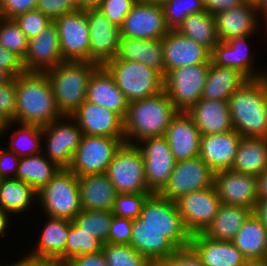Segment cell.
<instances>
[{
  "label": "cell",
  "instance_id": "1",
  "mask_svg": "<svg viewBox=\"0 0 267 266\" xmlns=\"http://www.w3.org/2000/svg\"><path fill=\"white\" fill-rule=\"evenodd\" d=\"M62 117L48 75L25 72L16 77L15 120L4 123L0 134L16 122L43 127Z\"/></svg>",
  "mask_w": 267,
  "mask_h": 266
},
{
  "label": "cell",
  "instance_id": "2",
  "mask_svg": "<svg viewBox=\"0 0 267 266\" xmlns=\"http://www.w3.org/2000/svg\"><path fill=\"white\" fill-rule=\"evenodd\" d=\"M228 104L238 134L267 139V77L246 81L229 97Z\"/></svg>",
  "mask_w": 267,
  "mask_h": 266
},
{
  "label": "cell",
  "instance_id": "3",
  "mask_svg": "<svg viewBox=\"0 0 267 266\" xmlns=\"http://www.w3.org/2000/svg\"><path fill=\"white\" fill-rule=\"evenodd\" d=\"M177 112L164 90L130 102L124 119V143L135 144L131 138L140 142L147 137L164 136Z\"/></svg>",
  "mask_w": 267,
  "mask_h": 266
},
{
  "label": "cell",
  "instance_id": "4",
  "mask_svg": "<svg viewBox=\"0 0 267 266\" xmlns=\"http://www.w3.org/2000/svg\"><path fill=\"white\" fill-rule=\"evenodd\" d=\"M98 67L93 62L64 61L46 72L64 116H70L85 101L90 78Z\"/></svg>",
  "mask_w": 267,
  "mask_h": 266
},
{
  "label": "cell",
  "instance_id": "5",
  "mask_svg": "<svg viewBox=\"0 0 267 266\" xmlns=\"http://www.w3.org/2000/svg\"><path fill=\"white\" fill-rule=\"evenodd\" d=\"M104 67L113 76L129 103L154 96L164 90V77L142 63L110 60Z\"/></svg>",
  "mask_w": 267,
  "mask_h": 266
},
{
  "label": "cell",
  "instance_id": "6",
  "mask_svg": "<svg viewBox=\"0 0 267 266\" xmlns=\"http://www.w3.org/2000/svg\"><path fill=\"white\" fill-rule=\"evenodd\" d=\"M39 198V199H38ZM47 216L73 220L82 210L78 176L61 168L49 183L37 192Z\"/></svg>",
  "mask_w": 267,
  "mask_h": 266
},
{
  "label": "cell",
  "instance_id": "7",
  "mask_svg": "<svg viewBox=\"0 0 267 266\" xmlns=\"http://www.w3.org/2000/svg\"><path fill=\"white\" fill-rule=\"evenodd\" d=\"M139 218L148 228L159 229L178 249L190 246L191 234L175 201L152 193L144 201Z\"/></svg>",
  "mask_w": 267,
  "mask_h": 266
},
{
  "label": "cell",
  "instance_id": "8",
  "mask_svg": "<svg viewBox=\"0 0 267 266\" xmlns=\"http://www.w3.org/2000/svg\"><path fill=\"white\" fill-rule=\"evenodd\" d=\"M105 174L118 194L151 193L146 185L143 154L136 144L123 143Z\"/></svg>",
  "mask_w": 267,
  "mask_h": 266
},
{
  "label": "cell",
  "instance_id": "9",
  "mask_svg": "<svg viewBox=\"0 0 267 266\" xmlns=\"http://www.w3.org/2000/svg\"><path fill=\"white\" fill-rule=\"evenodd\" d=\"M208 70L209 63H205L178 67L165 74L164 91L178 112H186L201 99Z\"/></svg>",
  "mask_w": 267,
  "mask_h": 266
},
{
  "label": "cell",
  "instance_id": "10",
  "mask_svg": "<svg viewBox=\"0 0 267 266\" xmlns=\"http://www.w3.org/2000/svg\"><path fill=\"white\" fill-rule=\"evenodd\" d=\"M124 138L84 135L68 169L76 176L106 173Z\"/></svg>",
  "mask_w": 267,
  "mask_h": 266
},
{
  "label": "cell",
  "instance_id": "11",
  "mask_svg": "<svg viewBox=\"0 0 267 266\" xmlns=\"http://www.w3.org/2000/svg\"><path fill=\"white\" fill-rule=\"evenodd\" d=\"M63 61L90 62L89 24L86 11L76 9L53 21Z\"/></svg>",
  "mask_w": 267,
  "mask_h": 266
},
{
  "label": "cell",
  "instance_id": "12",
  "mask_svg": "<svg viewBox=\"0 0 267 266\" xmlns=\"http://www.w3.org/2000/svg\"><path fill=\"white\" fill-rule=\"evenodd\" d=\"M138 143L135 144L143 154L147 188L151 193L159 194L167 185L176 160L164 136L147 137Z\"/></svg>",
  "mask_w": 267,
  "mask_h": 266
},
{
  "label": "cell",
  "instance_id": "13",
  "mask_svg": "<svg viewBox=\"0 0 267 266\" xmlns=\"http://www.w3.org/2000/svg\"><path fill=\"white\" fill-rule=\"evenodd\" d=\"M175 203L191 235L203 233L214 220L222 204L214 186L180 196Z\"/></svg>",
  "mask_w": 267,
  "mask_h": 266
},
{
  "label": "cell",
  "instance_id": "14",
  "mask_svg": "<svg viewBox=\"0 0 267 266\" xmlns=\"http://www.w3.org/2000/svg\"><path fill=\"white\" fill-rule=\"evenodd\" d=\"M215 172L200 158L176 162L164 189L159 193L171 201L193 191L213 186Z\"/></svg>",
  "mask_w": 267,
  "mask_h": 266
},
{
  "label": "cell",
  "instance_id": "15",
  "mask_svg": "<svg viewBox=\"0 0 267 266\" xmlns=\"http://www.w3.org/2000/svg\"><path fill=\"white\" fill-rule=\"evenodd\" d=\"M121 37L162 39L170 30L162 5L138 0L119 27Z\"/></svg>",
  "mask_w": 267,
  "mask_h": 266
},
{
  "label": "cell",
  "instance_id": "16",
  "mask_svg": "<svg viewBox=\"0 0 267 266\" xmlns=\"http://www.w3.org/2000/svg\"><path fill=\"white\" fill-rule=\"evenodd\" d=\"M64 119L65 121L70 119L74 122L63 123ZM42 136L47 139V158L59 168H68L83 136L82 130L75 123V120L71 116H64L54 120L42 127Z\"/></svg>",
  "mask_w": 267,
  "mask_h": 266
},
{
  "label": "cell",
  "instance_id": "17",
  "mask_svg": "<svg viewBox=\"0 0 267 266\" xmlns=\"http://www.w3.org/2000/svg\"><path fill=\"white\" fill-rule=\"evenodd\" d=\"M84 10L89 24L90 62L104 66L117 54L120 28L97 8Z\"/></svg>",
  "mask_w": 267,
  "mask_h": 266
},
{
  "label": "cell",
  "instance_id": "18",
  "mask_svg": "<svg viewBox=\"0 0 267 266\" xmlns=\"http://www.w3.org/2000/svg\"><path fill=\"white\" fill-rule=\"evenodd\" d=\"M257 176L222 170L215 172L213 186L220 202L227 205H239L254 209L257 197Z\"/></svg>",
  "mask_w": 267,
  "mask_h": 266
},
{
  "label": "cell",
  "instance_id": "19",
  "mask_svg": "<svg viewBox=\"0 0 267 266\" xmlns=\"http://www.w3.org/2000/svg\"><path fill=\"white\" fill-rule=\"evenodd\" d=\"M164 57V76L178 67L211 62V52L196 41L169 30L162 38Z\"/></svg>",
  "mask_w": 267,
  "mask_h": 266
},
{
  "label": "cell",
  "instance_id": "20",
  "mask_svg": "<svg viewBox=\"0 0 267 266\" xmlns=\"http://www.w3.org/2000/svg\"><path fill=\"white\" fill-rule=\"evenodd\" d=\"M56 24L52 22L38 36L31 38L23 59L26 72L46 73L63 63Z\"/></svg>",
  "mask_w": 267,
  "mask_h": 266
},
{
  "label": "cell",
  "instance_id": "21",
  "mask_svg": "<svg viewBox=\"0 0 267 266\" xmlns=\"http://www.w3.org/2000/svg\"><path fill=\"white\" fill-rule=\"evenodd\" d=\"M70 116L84 135L124 138V120L105 107L84 101Z\"/></svg>",
  "mask_w": 267,
  "mask_h": 266
},
{
  "label": "cell",
  "instance_id": "22",
  "mask_svg": "<svg viewBox=\"0 0 267 266\" xmlns=\"http://www.w3.org/2000/svg\"><path fill=\"white\" fill-rule=\"evenodd\" d=\"M164 137L176 162L199 157L201 133L186 112H177Z\"/></svg>",
  "mask_w": 267,
  "mask_h": 266
},
{
  "label": "cell",
  "instance_id": "23",
  "mask_svg": "<svg viewBox=\"0 0 267 266\" xmlns=\"http://www.w3.org/2000/svg\"><path fill=\"white\" fill-rule=\"evenodd\" d=\"M242 136L235 130L201 135L199 157L214 171L231 169Z\"/></svg>",
  "mask_w": 267,
  "mask_h": 266
},
{
  "label": "cell",
  "instance_id": "24",
  "mask_svg": "<svg viewBox=\"0 0 267 266\" xmlns=\"http://www.w3.org/2000/svg\"><path fill=\"white\" fill-rule=\"evenodd\" d=\"M85 101L105 107L107 110L118 114L123 120L129 106L125 95L104 66H99L92 73Z\"/></svg>",
  "mask_w": 267,
  "mask_h": 266
},
{
  "label": "cell",
  "instance_id": "25",
  "mask_svg": "<svg viewBox=\"0 0 267 266\" xmlns=\"http://www.w3.org/2000/svg\"><path fill=\"white\" fill-rule=\"evenodd\" d=\"M46 223L39 243L31 256L43 261L46 265L65 264V246L70 228V220L50 217Z\"/></svg>",
  "mask_w": 267,
  "mask_h": 266
},
{
  "label": "cell",
  "instance_id": "26",
  "mask_svg": "<svg viewBox=\"0 0 267 266\" xmlns=\"http://www.w3.org/2000/svg\"><path fill=\"white\" fill-rule=\"evenodd\" d=\"M256 7L243 3L214 15L216 33L219 41L253 35L258 18Z\"/></svg>",
  "mask_w": 267,
  "mask_h": 266
},
{
  "label": "cell",
  "instance_id": "27",
  "mask_svg": "<svg viewBox=\"0 0 267 266\" xmlns=\"http://www.w3.org/2000/svg\"><path fill=\"white\" fill-rule=\"evenodd\" d=\"M186 113L192 118L201 135L234 130L228 101L200 99Z\"/></svg>",
  "mask_w": 267,
  "mask_h": 266
},
{
  "label": "cell",
  "instance_id": "28",
  "mask_svg": "<svg viewBox=\"0 0 267 266\" xmlns=\"http://www.w3.org/2000/svg\"><path fill=\"white\" fill-rule=\"evenodd\" d=\"M190 246L206 266H245L247 262L231 241L211 240L198 233L191 235Z\"/></svg>",
  "mask_w": 267,
  "mask_h": 266
},
{
  "label": "cell",
  "instance_id": "29",
  "mask_svg": "<svg viewBox=\"0 0 267 266\" xmlns=\"http://www.w3.org/2000/svg\"><path fill=\"white\" fill-rule=\"evenodd\" d=\"M78 185L82 209L113 211L118 193L105 173L80 176Z\"/></svg>",
  "mask_w": 267,
  "mask_h": 266
},
{
  "label": "cell",
  "instance_id": "30",
  "mask_svg": "<svg viewBox=\"0 0 267 266\" xmlns=\"http://www.w3.org/2000/svg\"><path fill=\"white\" fill-rule=\"evenodd\" d=\"M112 60L136 61L158 71L164 77L162 39L121 37L117 54Z\"/></svg>",
  "mask_w": 267,
  "mask_h": 266
},
{
  "label": "cell",
  "instance_id": "31",
  "mask_svg": "<svg viewBox=\"0 0 267 266\" xmlns=\"http://www.w3.org/2000/svg\"><path fill=\"white\" fill-rule=\"evenodd\" d=\"M130 245L151 263L178 248L159 229L148 228L139 217L133 220Z\"/></svg>",
  "mask_w": 267,
  "mask_h": 266
},
{
  "label": "cell",
  "instance_id": "32",
  "mask_svg": "<svg viewBox=\"0 0 267 266\" xmlns=\"http://www.w3.org/2000/svg\"><path fill=\"white\" fill-rule=\"evenodd\" d=\"M249 37L250 36L237 37L226 42L219 41L211 52V61L215 65L221 67L239 70L248 79L267 77V74L264 73H254L251 67L252 60H250L251 58L248 56L246 42Z\"/></svg>",
  "mask_w": 267,
  "mask_h": 266
},
{
  "label": "cell",
  "instance_id": "33",
  "mask_svg": "<svg viewBox=\"0 0 267 266\" xmlns=\"http://www.w3.org/2000/svg\"><path fill=\"white\" fill-rule=\"evenodd\" d=\"M248 80L239 70L221 67L211 61L201 99L228 101L229 97Z\"/></svg>",
  "mask_w": 267,
  "mask_h": 266
},
{
  "label": "cell",
  "instance_id": "34",
  "mask_svg": "<svg viewBox=\"0 0 267 266\" xmlns=\"http://www.w3.org/2000/svg\"><path fill=\"white\" fill-rule=\"evenodd\" d=\"M231 242L247 260H264L267 256V229L252 213Z\"/></svg>",
  "mask_w": 267,
  "mask_h": 266
},
{
  "label": "cell",
  "instance_id": "35",
  "mask_svg": "<svg viewBox=\"0 0 267 266\" xmlns=\"http://www.w3.org/2000/svg\"><path fill=\"white\" fill-rule=\"evenodd\" d=\"M252 213L253 210L247 207L222 203L214 220L202 234L211 240L231 241Z\"/></svg>",
  "mask_w": 267,
  "mask_h": 266
},
{
  "label": "cell",
  "instance_id": "36",
  "mask_svg": "<svg viewBox=\"0 0 267 266\" xmlns=\"http://www.w3.org/2000/svg\"><path fill=\"white\" fill-rule=\"evenodd\" d=\"M231 170L256 176L267 170V139L242 137Z\"/></svg>",
  "mask_w": 267,
  "mask_h": 266
},
{
  "label": "cell",
  "instance_id": "37",
  "mask_svg": "<svg viewBox=\"0 0 267 266\" xmlns=\"http://www.w3.org/2000/svg\"><path fill=\"white\" fill-rule=\"evenodd\" d=\"M60 169L41 153L20 157L16 179L30 184L38 192Z\"/></svg>",
  "mask_w": 267,
  "mask_h": 266
},
{
  "label": "cell",
  "instance_id": "38",
  "mask_svg": "<svg viewBox=\"0 0 267 266\" xmlns=\"http://www.w3.org/2000/svg\"><path fill=\"white\" fill-rule=\"evenodd\" d=\"M180 34L189 37L210 52L219 42L216 33L214 15L206 11L191 14L176 29Z\"/></svg>",
  "mask_w": 267,
  "mask_h": 266
},
{
  "label": "cell",
  "instance_id": "39",
  "mask_svg": "<svg viewBox=\"0 0 267 266\" xmlns=\"http://www.w3.org/2000/svg\"><path fill=\"white\" fill-rule=\"evenodd\" d=\"M37 191L28 183L16 178L0 179V208L17 214L27 210Z\"/></svg>",
  "mask_w": 267,
  "mask_h": 266
},
{
  "label": "cell",
  "instance_id": "40",
  "mask_svg": "<svg viewBox=\"0 0 267 266\" xmlns=\"http://www.w3.org/2000/svg\"><path fill=\"white\" fill-rule=\"evenodd\" d=\"M113 218L112 211L84 210L72 220L79 228H83L89 234L103 244L108 243V234Z\"/></svg>",
  "mask_w": 267,
  "mask_h": 266
},
{
  "label": "cell",
  "instance_id": "41",
  "mask_svg": "<svg viewBox=\"0 0 267 266\" xmlns=\"http://www.w3.org/2000/svg\"><path fill=\"white\" fill-rule=\"evenodd\" d=\"M103 243L92 234L79 228L70 220V228L65 246V263L74 256L95 254L102 251Z\"/></svg>",
  "mask_w": 267,
  "mask_h": 266
},
{
  "label": "cell",
  "instance_id": "42",
  "mask_svg": "<svg viewBox=\"0 0 267 266\" xmlns=\"http://www.w3.org/2000/svg\"><path fill=\"white\" fill-rule=\"evenodd\" d=\"M16 132L12 135V139L10 142V148L8 150L14 152L19 157H26L31 155H37L41 153V145L40 141L42 140V127L38 125H30V124H20ZM41 138V139H40ZM24 141V142H23ZM22 142L25 148H20L22 146L18 145ZM21 144V145H22ZM20 146V147H19ZM19 147V148H18Z\"/></svg>",
  "mask_w": 267,
  "mask_h": 266
},
{
  "label": "cell",
  "instance_id": "43",
  "mask_svg": "<svg viewBox=\"0 0 267 266\" xmlns=\"http://www.w3.org/2000/svg\"><path fill=\"white\" fill-rule=\"evenodd\" d=\"M102 253L108 266H149L151 262L130 244L105 243Z\"/></svg>",
  "mask_w": 267,
  "mask_h": 266
},
{
  "label": "cell",
  "instance_id": "44",
  "mask_svg": "<svg viewBox=\"0 0 267 266\" xmlns=\"http://www.w3.org/2000/svg\"><path fill=\"white\" fill-rule=\"evenodd\" d=\"M162 7L170 30H176L189 15L205 11L203 0H167Z\"/></svg>",
  "mask_w": 267,
  "mask_h": 266
},
{
  "label": "cell",
  "instance_id": "45",
  "mask_svg": "<svg viewBox=\"0 0 267 266\" xmlns=\"http://www.w3.org/2000/svg\"><path fill=\"white\" fill-rule=\"evenodd\" d=\"M29 39L13 19L0 18V45L22 59L28 50Z\"/></svg>",
  "mask_w": 267,
  "mask_h": 266
},
{
  "label": "cell",
  "instance_id": "46",
  "mask_svg": "<svg viewBox=\"0 0 267 266\" xmlns=\"http://www.w3.org/2000/svg\"><path fill=\"white\" fill-rule=\"evenodd\" d=\"M152 193H122L117 194L113 208V215L135 220L140 212L146 198Z\"/></svg>",
  "mask_w": 267,
  "mask_h": 266
},
{
  "label": "cell",
  "instance_id": "47",
  "mask_svg": "<svg viewBox=\"0 0 267 266\" xmlns=\"http://www.w3.org/2000/svg\"><path fill=\"white\" fill-rule=\"evenodd\" d=\"M30 40L38 36L53 21L41 11L34 9L16 16L13 19Z\"/></svg>",
  "mask_w": 267,
  "mask_h": 266
},
{
  "label": "cell",
  "instance_id": "48",
  "mask_svg": "<svg viewBox=\"0 0 267 266\" xmlns=\"http://www.w3.org/2000/svg\"><path fill=\"white\" fill-rule=\"evenodd\" d=\"M16 115V77L0 85V120L13 122Z\"/></svg>",
  "mask_w": 267,
  "mask_h": 266
},
{
  "label": "cell",
  "instance_id": "49",
  "mask_svg": "<svg viewBox=\"0 0 267 266\" xmlns=\"http://www.w3.org/2000/svg\"><path fill=\"white\" fill-rule=\"evenodd\" d=\"M138 0H102L97 7L113 24L120 27Z\"/></svg>",
  "mask_w": 267,
  "mask_h": 266
},
{
  "label": "cell",
  "instance_id": "50",
  "mask_svg": "<svg viewBox=\"0 0 267 266\" xmlns=\"http://www.w3.org/2000/svg\"><path fill=\"white\" fill-rule=\"evenodd\" d=\"M156 266H206L201 257L191 247L179 248L174 253L158 259Z\"/></svg>",
  "mask_w": 267,
  "mask_h": 266
},
{
  "label": "cell",
  "instance_id": "51",
  "mask_svg": "<svg viewBox=\"0 0 267 266\" xmlns=\"http://www.w3.org/2000/svg\"><path fill=\"white\" fill-rule=\"evenodd\" d=\"M133 220L113 215L108 243L130 244Z\"/></svg>",
  "mask_w": 267,
  "mask_h": 266
},
{
  "label": "cell",
  "instance_id": "52",
  "mask_svg": "<svg viewBox=\"0 0 267 266\" xmlns=\"http://www.w3.org/2000/svg\"><path fill=\"white\" fill-rule=\"evenodd\" d=\"M36 9L52 21L76 10L70 0H38Z\"/></svg>",
  "mask_w": 267,
  "mask_h": 266
},
{
  "label": "cell",
  "instance_id": "53",
  "mask_svg": "<svg viewBox=\"0 0 267 266\" xmlns=\"http://www.w3.org/2000/svg\"><path fill=\"white\" fill-rule=\"evenodd\" d=\"M38 0H0V15L4 19H14L16 16L37 7Z\"/></svg>",
  "mask_w": 267,
  "mask_h": 266
},
{
  "label": "cell",
  "instance_id": "54",
  "mask_svg": "<svg viewBox=\"0 0 267 266\" xmlns=\"http://www.w3.org/2000/svg\"><path fill=\"white\" fill-rule=\"evenodd\" d=\"M0 68L8 71L14 78L25 73L23 59L16 53L0 45Z\"/></svg>",
  "mask_w": 267,
  "mask_h": 266
},
{
  "label": "cell",
  "instance_id": "55",
  "mask_svg": "<svg viewBox=\"0 0 267 266\" xmlns=\"http://www.w3.org/2000/svg\"><path fill=\"white\" fill-rule=\"evenodd\" d=\"M19 160L20 157L14 152L0 149V179L16 178Z\"/></svg>",
  "mask_w": 267,
  "mask_h": 266
},
{
  "label": "cell",
  "instance_id": "56",
  "mask_svg": "<svg viewBox=\"0 0 267 266\" xmlns=\"http://www.w3.org/2000/svg\"><path fill=\"white\" fill-rule=\"evenodd\" d=\"M63 266H108L104 254H82L70 258Z\"/></svg>",
  "mask_w": 267,
  "mask_h": 266
},
{
  "label": "cell",
  "instance_id": "57",
  "mask_svg": "<svg viewBox=\"0 0 267 266\" xmlns=\"http://www.w3.org/2000/svg\"><path fill=\"white\" fill-rule=\"evenodd\" d=\"M205 11L215 15L243 4L242 0H203Z\"/></svg>",
  "mask_w": 267,
  "mask_h": 266
},
{
  "label": "cell",
  "instance_id": "58",
  "mask_svg": "<svg viewBox=\"0 0 267 266\" xmlns=\"http://www.w3.org/2000/svg\"><path fill=\"white\" fill-rule=\"evenodd\" d=\"M253 213L267 229V200H258Z\"/></svg>",
  "mask_w": 267,
  "mask_h": 266
},
{
  "label": "cell",
  "instance_id": "59",
  "mask_svg": "<svg viewBox=\"0 0 267 266\" xmlns=\"http://www.w3.org/2000/svg\"><path fill=\"white\" fill-rule=\"evenodd\" d=\"M258 200H267V170L257 176Z\"/></svg>",
  "mask_w": 267,
  "mask_h": 266
},
{
  "label": "cell",
  "instance_id": "60",
  "mask_svg": "<svg viewBox=\"0 0 267 266\" xmlns=\"http://www.w3.org/2000/svg\"><path fill=\"white\" fill-rule=\"evenodd\" d=\"M8 266H46V264L31 255H26L24 259L18 260L16 263L14 262V264Z\"/></svg>",
  "mask_w": 267,
  "mask_h": 266
},
{
  "label": "cell",
  "instance_id": "61",
  "mask_svg": "<svg viewBox=\"0 0 267 266\" xmlns=\"http://www.w3.org/2000/svg\"><path fill=\"white\" fill-rule=\"evenodd\" d=\"M8 217L9 214L0 208V236L5 234L7 225H9Z\"/></svg>",
  "mask_w": 267,
  "mask_h": 266
},
{
  "label": "cell",
  "instance_id": "62",
  "mask_svg": "<svg viewBox=\"0 0 267 266\" xmlns=\"http://www.w3.org/2000/svg\"><path fill=\"white\" fill-rule=\"evenodd\" d=\"M14 77L5 69L0 68V85L10 82Z\"/></svg>",
  "mask_w": 267,
  "mask_h": 266
},
{
  "label": "cell",
  "instance_id": "63",
  "mask_svg": "<svg viewBox=\"0 0 267 266\" xmlns=\"http://www.w3.org/2000/svg\"><path fill=\"white\" fill-rule=\"evenodd\" d=\"M256 10H257V14L260 13H263L264 17L265 18V23H266V26H267V0H262L259 5L256 7Z\"/></svg>",
  "mask_w": 267,
  "mask_h": 266
},
{
  "label": "cell",
  "instance_id": "64",
  "mask_svg": "<svg viewBox=\"0 0 267 266\" xmlns=\"http://www.w3.org/2000/svg\"><path fill=\"white\" fill-rule=\"evenodd\" d=\"M102 0H83V9L97 8Z\"/></svg>",
  "mask_w": 267,
  "mask_h": 266
},
{
  "label": "cell",
  "instance_id": "65",
  "mask_svg": "<svg viewBox=\"0 0 267 266\" xmlns=\"http://www.w3.org/2000/svg\"><path fill=\"white\" fill-rule=\"evenodd\" d=\"M245 266H267V260H247Z\"/></svg>",
  "mask_w": 267,
  "mask_h": 266
},
{
  "label": "cell",
  "instance_id": "66",
  "mask_svg": "<svg viewBox=\"0 0 267 266\" xmlns=\"http://www.w3.org/2000/svg\"><path fill=\"white\" fill-rule=\"evenodd\" d=\"M76 9H83V0H70Z\"/></svg>",
  "mask_w": 267,
  "mask_h": 266
},
{
  "label": "cell",
  "instance_id": "67",
  "mask_svg": "<svg viewBox=\"0 0 267 266\" xmlns=\"http://www.w3.org/2000/svg\"><path fill=\"white\" fill-rule=\"evenodd\" d=\"M243 3L253 5L257 7L262 0H242Z\"/></svg>",
  "mask_w": 267,
  "mask_h": 266
},
{
  "label": "cell",
  "instance_id": "68",
  "mask_svg": "<svg viewBox=\"0 0 267 266\" xmlns=\"http://www.w3.org/2000/svg\"><path fill=\"white\" fill-rule=\"evenodd\" d=\"M143 1L163 5L167 0H143Z\"/></svg>",
  "mask_w": 267,
  "mask_h": 266
},
{
  "label": "cell",
  "instance_id": "69",
  "mask_svg": "<svg viewBox=\"0 0 267 266\" xmlns=\"http://www.w3.org/2000/svg\"><path fill=\"white\" fill-rule=\"evenodd\" d=\"M3 127H4V123L0 120V132L3 129Z\"/></svg>",
  "mask_w": 267,
  "mask_h": 266
},
{
  "label": "cell",
  "instance_id": "70",
  "mask_svg": "<svg viewBox=\"0 0 267 266\" xmlns=\"http://www.w3.org/2000/svg\"><path fill=\"white\" fill-rule=\"evenodd\" d=\"M149 266H156L155 263H151Z\"/></svg>",
  "mask_w": 267,
  "mask_h": 266
},
{
  "label": "cell",
  "instance_id": "71",
  "mask_svg": "<svg viewBox=\"0 0 267 266\" xmlns=\"http://www.w3.org/2000/svg\"><path fill=\"white\" fill-rule=\"evenodd\" d=\"M46 266H62V265H46Z\"/></svg>",
  "mask_w": 267,
  "mask_h": 266
}]
</instances>
